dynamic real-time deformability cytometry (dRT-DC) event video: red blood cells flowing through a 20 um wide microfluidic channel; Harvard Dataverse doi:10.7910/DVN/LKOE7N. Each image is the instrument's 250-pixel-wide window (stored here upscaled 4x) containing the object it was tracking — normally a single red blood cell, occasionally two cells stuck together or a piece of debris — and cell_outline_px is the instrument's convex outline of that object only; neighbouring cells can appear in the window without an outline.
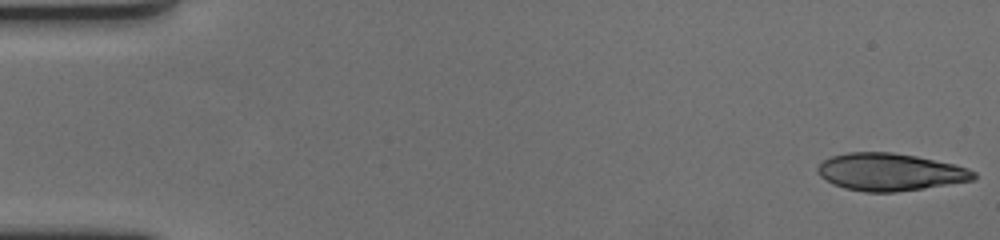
{"species": "human", "species_latin": "Homo sapiens", "temperature_condition": "cold", "stored_images_in_passage": 60, "camera_frame_rate_fps": 3000, "um_per_image_px": 0.085, "donor": {"sex": "female"}, "frame": {"image": 1, "passage_image": 1, "time_ms": 0.0, "image_size_px": [1000, 240], "cell_outline_px": [[976, 180], [924, 188], [896, 192], [864, 192], [844, 188], [832, 184], [820, 176], [816, 172], [816, 168], [824, 160], [832, 156], [848, 152], [892, 152], [916, 156], [956, 164], [968, 168], [976, 172]], "centroid_in_image_um": [75.67, 14.62], "position_along_channel_um": 9.3, "area_um2": 34.28}}
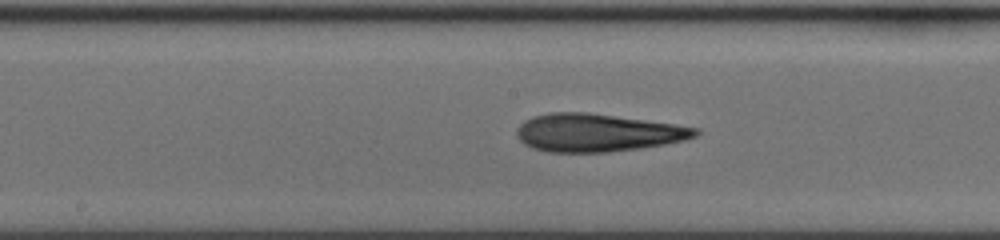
{"frame": {"image": 2, "passage_image": 31, "time_ms": 10.0, "image_size_px": [1000, 240], "cell_outline_px": [[700, 132], [696, 136], [684, 140], [664, 144], [640, 148], [608, 152], [548, 152], [532, 148], [524, 144], [516, 136], [516, 128], [524, 120], [532, 116], [548, 112], [588, 112], [676, 124], [700, 128]], "centroid_in_image_um": [50.76, 11.27], "position_along_channel_um": 197.4, "area_um2": 39.71}}
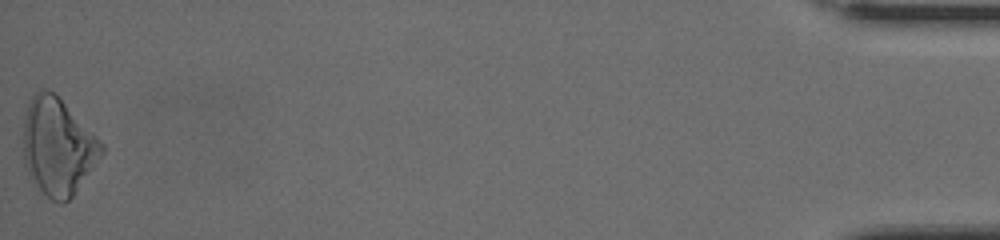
{"frame": {"image": 3, "passage_image": 60, "time_ms": 19.667, "image_size_px": [1000, 240], "cell_outline_px": [[104, 152], [72, 196], [64, 204], [60, 204], [52, 200], [28, 176], [24, 164], [24, 120], [28, 104], [32, 96], [40, 88], [48, 88], [56, 92], [104, 144]], "centroid_in_image_um": [4.91, 12.42], "position_along_channel_um": 430.3, "area_um2": 44.22}, "authors_computed_cell_mechanics": {"area_um2": 38.3214, "velocity_mm_per_s": 3.4193, "shape_relaxation_time_tau1_ms": 7.0053, "shape_relaxation_time_tau2_ms": 4.7955, "deformation_change_tau1": 0.1885, "deformation_change_tau2": 0.1591}}